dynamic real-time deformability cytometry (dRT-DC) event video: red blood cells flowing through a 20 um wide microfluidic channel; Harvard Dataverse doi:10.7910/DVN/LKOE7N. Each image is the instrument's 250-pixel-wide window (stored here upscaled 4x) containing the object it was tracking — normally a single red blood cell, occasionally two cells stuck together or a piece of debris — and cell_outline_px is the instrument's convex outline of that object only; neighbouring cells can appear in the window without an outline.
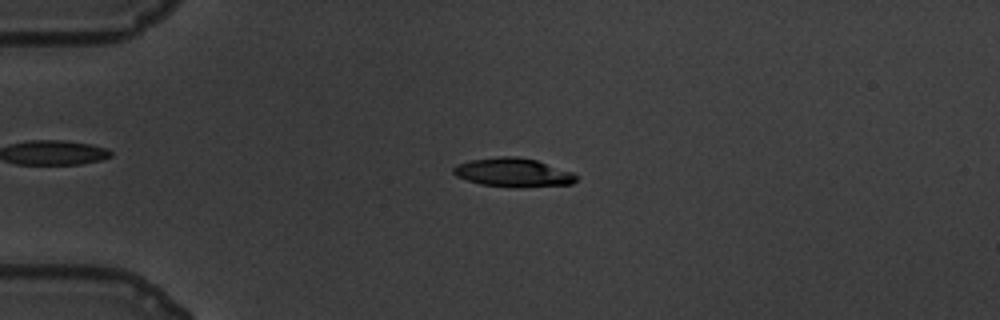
{"species": "common noctule bat (a hibernating species)", "species_latin": "Nyctalus noctula", "temperature_condition": "warm", "stored_images_in_passage": 45, "camera_frame_rate_fps": 3000, "um_per_image_px": 0.085, "animal": {"sex": "male", "body_mass_g": 19.5, "forearm_length_mm": 54.6}, "frame": {"image": 1, "passage_image": 1, "time_ms": 0.0, "image_size_px": [1000, 320], "cell_outline_px": [[576, 180], [572, 184], [520, 188], [516, 188], [480, 184], [456, 176], [452, 172], [452, 168], [456, 164], [472, 160], [500, 156], [516, 156], [536, 160], [572, 172], [576, 176]], "centroid_in_image_um": [43.6, 14.67], "position_along_channel_um": 41.4, "area_um2": 20.63}}
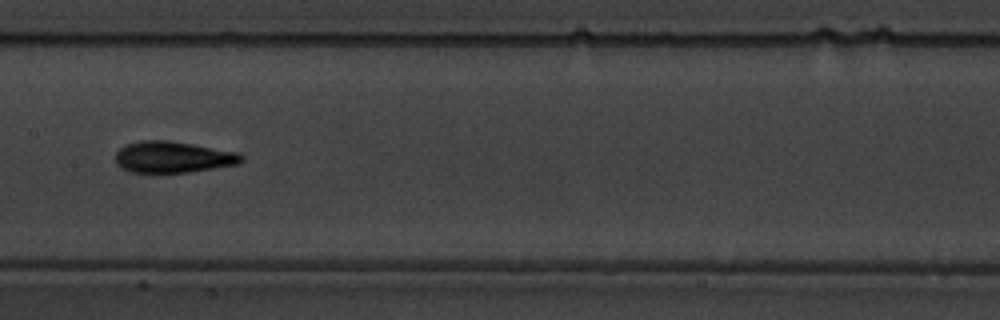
{"frame": {"image": 2, "passage_image": 17, "time_ms": 5.333, "image_size_px": [1000, 320], "cell_outline_px": [[244, 160], [240, 164], [188, 172], [132, 172], [120, 168], [116, 164], [116, 152], [124, 144], [140, 140], [168, 140], [240, 152], [244, 156]], "centroid_in_image_um": [14.72, 13.34], "position_along_channel_um": 192.7, "area_um2": 23.24}}
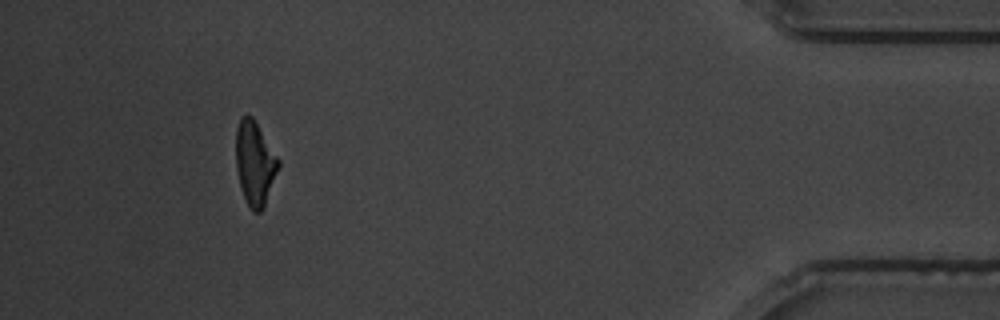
{"frame": {"image": 3, "passage_image": 41, "time_ms": 13.333, "image_size_px": [1000, 320], "cell_outline_px": [[280, 164], [264, 208], [260, 212], [252, 212], [244, 196], [240, 184], [236, 168], [236, 128], [240, 116], [252, 116], [280, 160]], "centroid_in_image_um": [21.66, 13.87], "position_along_channel_um": 413.5, "area_um2": 20.69}, "authors_computed_cell_mechanics": {"area_um2": 21.5594, "velocity_mm_per_s": 3.4623, "shape_relaxation_time_tau1_ms": 2.1566, "shape_relaxation_time_tau2_ms": 2.5838, "deformation_change_tau1": 0.1472, "deformation_change_tau2": 0.1145}}